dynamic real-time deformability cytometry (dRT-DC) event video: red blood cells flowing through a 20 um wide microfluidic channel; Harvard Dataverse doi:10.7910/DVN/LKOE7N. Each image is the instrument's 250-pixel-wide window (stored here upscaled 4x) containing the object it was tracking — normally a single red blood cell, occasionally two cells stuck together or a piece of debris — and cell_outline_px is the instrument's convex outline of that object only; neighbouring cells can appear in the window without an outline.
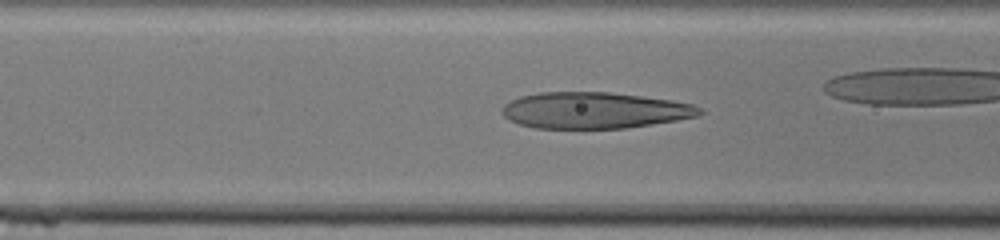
{"species": "human", "species_latin": "Homo sapiens", "temperature_condition": "cold", "stored_images_in_passage": 37, "camera_frame_rate_fps": 3000, "um_per_image_px": 0.085, "donor": {"sex": "male"}, "frame": {"image": 1, "passage_image": 16, "time_ms": 5.0, "image_size_px": [1000, 240], "cell_outline_px": [[704, 112], [700, 116], [676, 120], [624, 128], [536, 128], [520, 124], [508, 120], [504, 116], [504, 104], [520, 96], [540, 92], [608, 92], [672, 100], [692, 104], [700, 108]], "centroid_in_image_um": [50.54, 9.38], "position_along_channel_um": 116.1, "area_um2": 41.5}}